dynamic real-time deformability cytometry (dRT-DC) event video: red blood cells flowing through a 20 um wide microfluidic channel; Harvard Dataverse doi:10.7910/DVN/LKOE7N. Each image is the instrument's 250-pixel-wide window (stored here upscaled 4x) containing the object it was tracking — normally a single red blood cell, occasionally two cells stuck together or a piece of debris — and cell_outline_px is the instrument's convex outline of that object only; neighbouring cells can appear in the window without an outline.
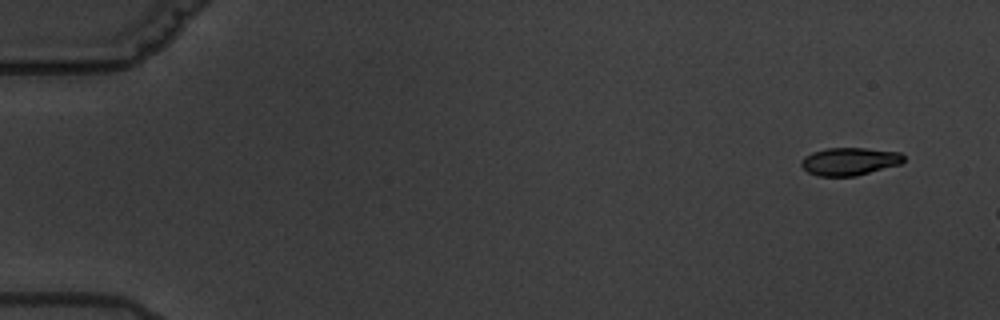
{"species": "common noctule bat (a hibernating species)", "species_latin": "Nyctalus noctula", "temperature_condition": "warm", "stored_images_in_passage": 3, "camera_frame_rate_fps": 3000, "um_per_image_px": 0.085, "animal": {"sex": "male", "body_mass_g": 19.5, "forearm_length_mm": 54.6}, "frame": {"image": 1, "passage_image": 1, "time_ms": 0.0, "image_size_px": [1000, 320], "cell_outline_px": [[904, 160], [900, 164], [856, 176], [816, 176], [808, 172], [800, 164], [800, 160], [804, 156], [812, 152], [828, 148], [864, 148], [900, 152], [904, 156]], "centroid_in_image_um": [72.18, 13.72], "position_along_channel_um": 12.8, "area_um2": 16.59}}